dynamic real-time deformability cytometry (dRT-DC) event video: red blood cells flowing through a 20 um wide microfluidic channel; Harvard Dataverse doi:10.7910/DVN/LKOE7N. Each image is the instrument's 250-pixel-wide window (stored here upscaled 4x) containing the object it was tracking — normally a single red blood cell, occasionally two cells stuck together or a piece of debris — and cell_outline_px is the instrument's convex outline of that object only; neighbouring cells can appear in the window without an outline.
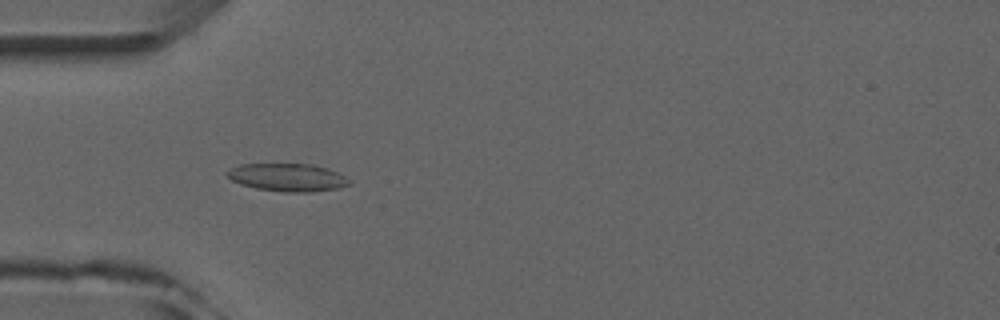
{"species": "common noctule bat (a hibernating species)", "species_latin": "Nyctalus noctula", "temperature_condition": "room temperature", "stored_images_in_passage": 6, "camera_frame_rate_fps": 3000, "um_per_image_px": 0.085, "animal": {"sex": "male", "forearm_length_mm": 52.5}, "frame": {"image": 1, "passage_image": 4, "time_ms": 3.333, "image_size_px": [1000, 320], "cell_outline_px": [[348, 184], [340, 188], [312, 192], [284, 192], [256, 188], [240, 184], [232, 180], [224, 172], [240, 164], [312, 164], [328, 168], [344, 176], [348, 180]], "centroid_in_image_um": [24.42, 15.08], "position_along_channel_um": 60.6, "area_um2": 19.71}}
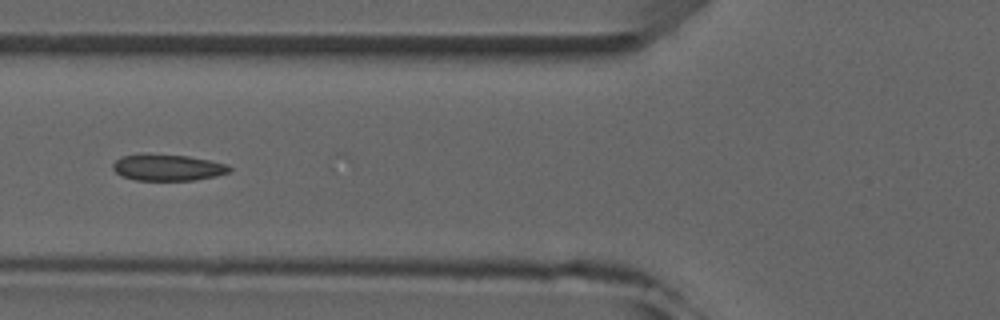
{"frame": {"image": 2, "passage_image": 5, "time_ms": 4.667, "image_size_px": [1000, 320], "cell_outline_px": [[232, 168], [228, 172], [216, 176], [192, 180], [136, 180], [120, 176], [112, 168], [112, 164], [120, 156], [188, 156], [228, 164]], "centroid_in_image_um": [14.27, 14.27], "position_along_channel_um": 111.5, "area_um2": 17.28}}